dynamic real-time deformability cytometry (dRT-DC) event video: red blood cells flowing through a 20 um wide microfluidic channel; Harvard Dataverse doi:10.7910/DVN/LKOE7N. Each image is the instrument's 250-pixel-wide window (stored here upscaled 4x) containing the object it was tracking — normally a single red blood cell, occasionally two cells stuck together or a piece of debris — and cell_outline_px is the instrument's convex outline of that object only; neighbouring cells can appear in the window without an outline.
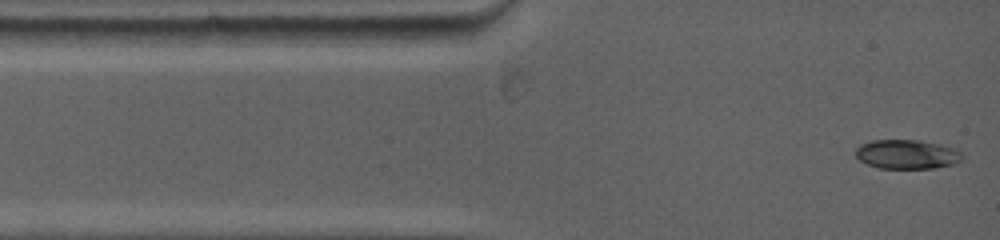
{"species": "common noctule bat (a hibernating species)", "species_latin": "Nyctalus noctula", "temperature_condition": "warm", "stored_images_in_passage": 84, "camera_frame_rate_fps": 5000, "um_per_image_px": 0.085, "animal": {"sex": "female", "body_mass_g": 19.0, "forearm_length_mm": 53.3}, "frame": {"image": 1, "passage_image": 1, "time_ms": 0.0, "image_size_px": [1000, 240], "cell_outline_px": [[964, 160], [956, 164], [932, 168], [880, 168], [868, 164], [860, 160], [856, 156], [856, 148], [860, 144], [872, 140], [916, 140], [940, 144], [952, 148], [960, 152], [964, 156]], "centroid_in_image_um": [77.11, 13.12], "position_along_channel_um": 7.9, "area_um2": 18.15}}
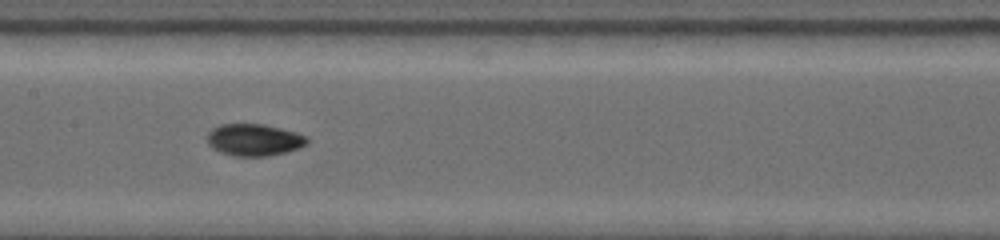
{"frame": {"image": 2, "passage_image": 37, "time_ms": 5.6, "image_size_px": [1000, 240], "cell_outline_px": [[308, 140], [300, 148], [268, 156], [232, 156], [220, 152], [212, 148], [208, 144], [208, 132], [212, 128], [220, 124], [264, 124], [280, 128], [304, 136]], "centroid_in_image_um": [21.53, 11.89], "position_along_channel_um": 185.9, "area_um2": 18.38}}
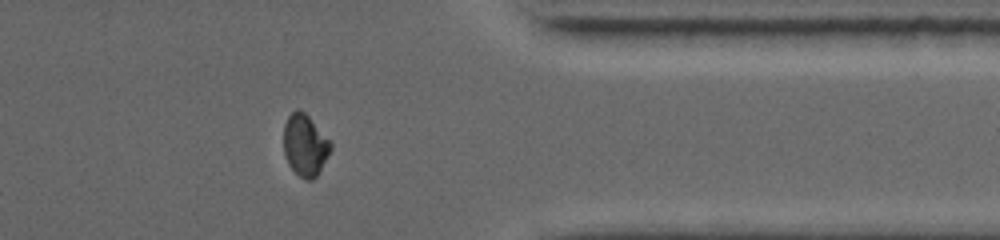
{"frame": {"image": 3, "passage_image": 72, "time_ms": 11.0, "image_size_px": [1000, 240], "cell_outline_px": [[332, 148], [328, 156], [316, 176], [312, 180], [308, 180], [300, 176], [288, 164], [284, 152], [284, 124], [288, 116], [296, 108], [300, 108], [308, 116], [332, 144]], "centroid_in_image_um": [25.91, 12.32], "position_along_channel_um": 385.5, "area_um2": 16.65}, "authors_computed_cell_mechanics": {"area_um2": 17.8024, "velocity_mm_per_s": 3.9326, "shape_relaxation_time_tau1_ms": 5.2916, "shape_relaxation_time_tau2_ms": 2.5732, "deformation_change_tau1": 0.1952, "deformation_change_tau2": 0.0364}}